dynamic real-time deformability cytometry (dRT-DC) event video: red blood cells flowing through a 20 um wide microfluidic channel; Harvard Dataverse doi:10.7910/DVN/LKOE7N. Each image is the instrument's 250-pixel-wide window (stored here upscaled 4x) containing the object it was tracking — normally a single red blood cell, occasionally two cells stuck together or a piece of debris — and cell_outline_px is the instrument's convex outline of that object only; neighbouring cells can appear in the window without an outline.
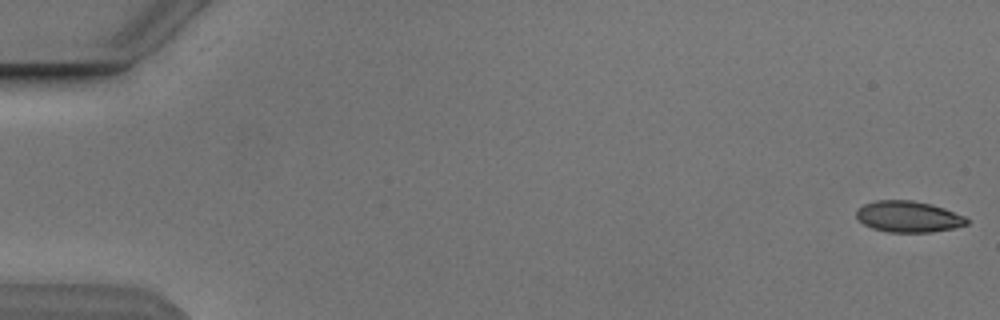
{"species": "Egyptian fruit bat (a non-hibernating species)", "species_latin": "Rousettus aegyptiacus", "temperature_condition": "cold", "stored_images_in_passage": 5, "camera_frame_rate_fps": 3000, "um_per_image_px": 0.085, "animal": {"sex": "male"}, "frame": {"image": 1, "passage_image": 1, "time_ms": 0.0, "image_size_px": [1000, 320], "cell_outline_px": [[968, 224], [952, 228], [932, 232], [888, 232], [872, 228], [864, 224], [856, 216], [856, 208], [864, 204], [876, 200], [912, 200], [932, 204], [944, 208], [964, 216], [968, 220]], "centroid_in_image_um": [77.19, 18.41], "position_along_channel_um": 7.8, "area_um2": 20.06}}
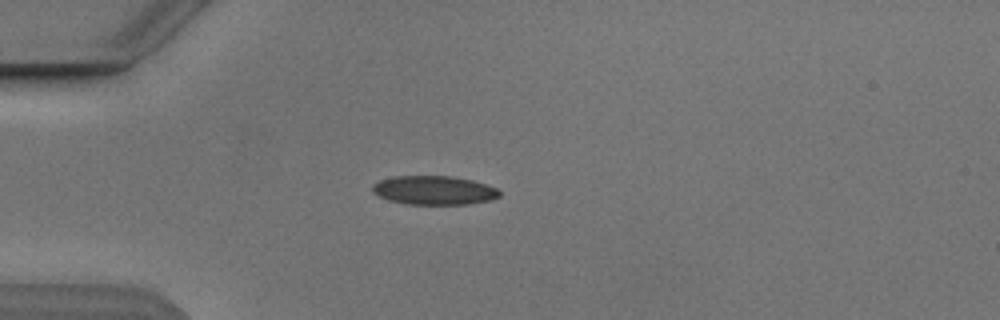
{"frame": {"image": 2, "passage_image": 5, "time_ms": 4.667, "image_size_px": [1000, 320], "cell_outline_px": [[500, 196], [492, 200], [468, 204], [404, 204], [388, 200], [372, 192], [372, 184], [380, 180], [392, 176], [452, 176], [472, 180], [496, 188], [500, 192]], "centroid_in_image_um": [36.87, 16.17], "position_along_channel_um": 48.1, "area_um2": 21.44}}